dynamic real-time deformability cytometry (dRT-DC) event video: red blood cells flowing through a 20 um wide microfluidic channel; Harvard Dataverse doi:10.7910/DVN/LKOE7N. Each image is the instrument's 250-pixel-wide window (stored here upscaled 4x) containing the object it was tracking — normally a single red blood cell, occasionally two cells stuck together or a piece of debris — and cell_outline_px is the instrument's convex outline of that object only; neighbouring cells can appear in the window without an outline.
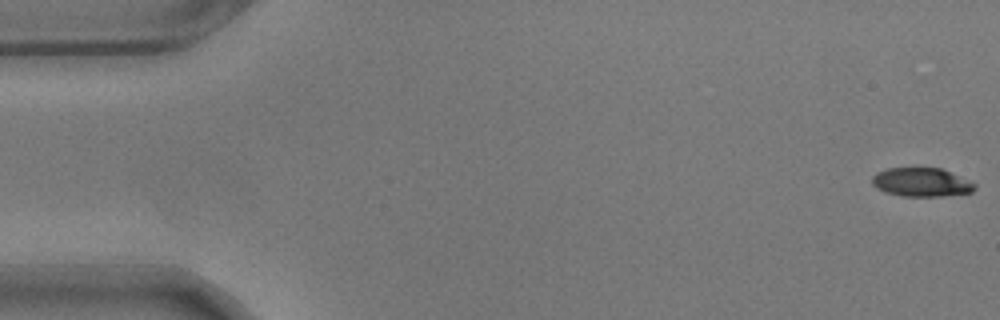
{"species": "common noctule bat (a hibernating species)", "species_latin": "Nyctalus noctula", "temperature_condition": "warm", "stored_images_in_passage": 47, "camera_frame_rate_fps": 3000, "um_per_image_px": 0.085, "animal": {"sex": "male", "body_mass_g": 17.9}, "frame": {"image": 1, "passage_image": 1, "time_ms": 0.0, "image_size_px": [1000, 320], "cell_outline_px": [[976, 188], [972, 192], [944, 196], [904, 196], [884, 192], [876, 188], [872, 184], [872, 176], [876, 172], [888, 168], [940, 168], [976, 184]], "centroid_in_image_um": [78.28, 15.5], "position_along_channel_um": 6.7, "area_um2": 17.11}}
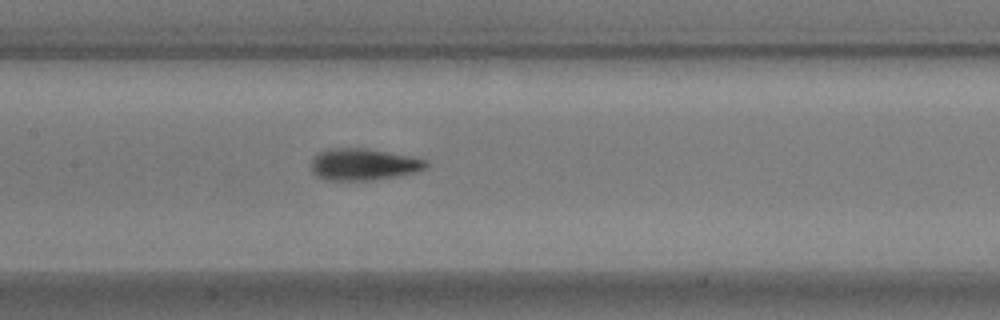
{"frame": {"image": 2, "passage_image": 27, "time_ms": 8.667, "image_size_px": [1000, 320], "cell_outline_px": [[428, 168], [416, 172], [400, 176], [372, 180], [324, 180], [316, 176], [312, 172], [312, 160], [320, 152], [328, 148], [368, 148], [428, 160]], "centroid_in_image_um": [30.92, 13.98], "position_along_channel_um": 176.5, "area_um2": 21.39}}
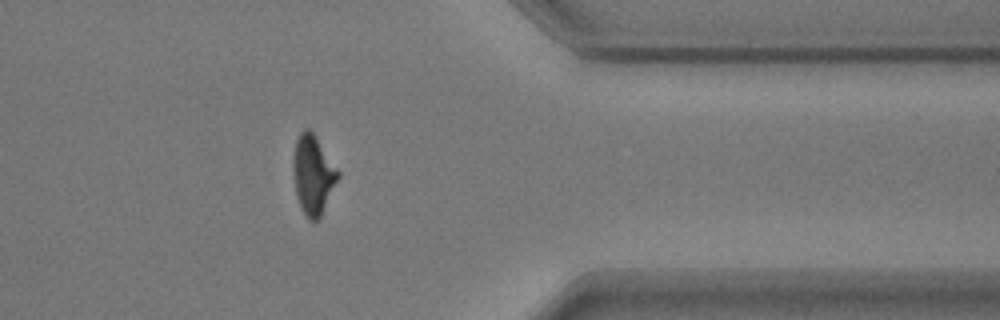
{"frame": {"image": 3, "passage_image": 46, "time_ms": 15.0, "image_size_px": [1000, 320], "cell_outline_px": [[340, 176], [320, 216], [316, 220], [308, 220], [300, 208], [296, 196], [292, 168], [292, 156], [296, 140], [300, 132], [304, 128], [308, 128], [316, 136], [340, 172]], "centroid_in_image_um": [26.58, 14.83], "position_along_channel_um": 384.8, "area_um2": 20.81}}